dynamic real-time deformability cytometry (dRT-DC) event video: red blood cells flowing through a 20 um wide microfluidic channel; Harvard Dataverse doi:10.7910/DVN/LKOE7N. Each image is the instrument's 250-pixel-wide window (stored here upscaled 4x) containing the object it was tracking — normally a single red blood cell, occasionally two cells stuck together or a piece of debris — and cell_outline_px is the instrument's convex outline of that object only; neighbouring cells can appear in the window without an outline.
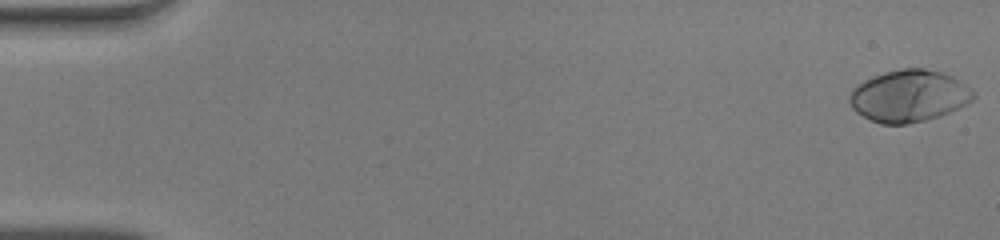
{"species": "human", "species_latin": "Homo sapiens", "temperature_condition": "warm", "stored_images_in_passage": 51, "camera_frame_rate_fps": 3000, "um_per_image_px": 0.085, "donor": {"sex": "male"}, "frame": {"image": 1, "passage_image": 1, "time_ms": 0.0, "image_size_px": [1000, 240], "cell_outline_px": [[976, 96], [972, 100], [940, 116], [908, 124], [880, 124], [856, 112], [852, 108], [848, 100], [848, 96], [852, 88], [864, 80], [872, 76], [884, 72], [900, 68], [924, 68], [940, 72], [952, 76], [960, 80], [976, 92]], "centroid_in_image_um": [77.24, 8.14], "position_along_channel_um": 7.8, "area_um2": 37.57}}
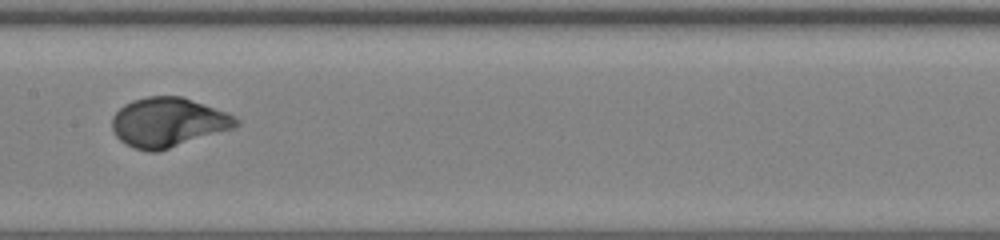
{"frame": {"image": 2, "passage_image": 27, "time_ms": 8.667, "image_size_px": [1000, 240], "cell_outline_px": [[240, 124], [236, 128], [156, 152], [148, 152], [132, 148], [120, 140], [112, 132], [112, 116], [124, 104], [132, 100], [148, 96], [184, 96], [228, 112], [236, 116], [240, 120]], "centroid_in_image_um": [14.32, 10.39], "position_along_channel_um": 193.1, "area_um2": 36.24}}
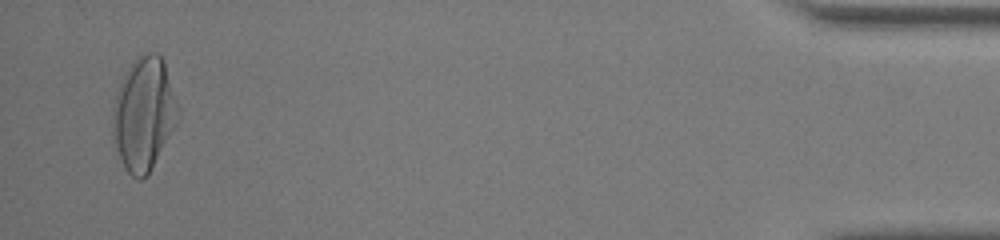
{"frame": {"image": 3, "passage_image": 50, "time_ms": 16.333, "image_size_px": [1000, 240], "cell_outline_px": [[180, 120], [148, 172], [140, 180], [132, 176], [124, 168], [112, 140], [112, 112], [116, 96], [120, 84], [128, 68], [136, 56], [148, 52], [156, 52], [164, 60], [180, 108]], "centroid_in_image_um": [12.24, 9.66], "position_along_channel_um": 423.0, "area_um2": 43.29}}